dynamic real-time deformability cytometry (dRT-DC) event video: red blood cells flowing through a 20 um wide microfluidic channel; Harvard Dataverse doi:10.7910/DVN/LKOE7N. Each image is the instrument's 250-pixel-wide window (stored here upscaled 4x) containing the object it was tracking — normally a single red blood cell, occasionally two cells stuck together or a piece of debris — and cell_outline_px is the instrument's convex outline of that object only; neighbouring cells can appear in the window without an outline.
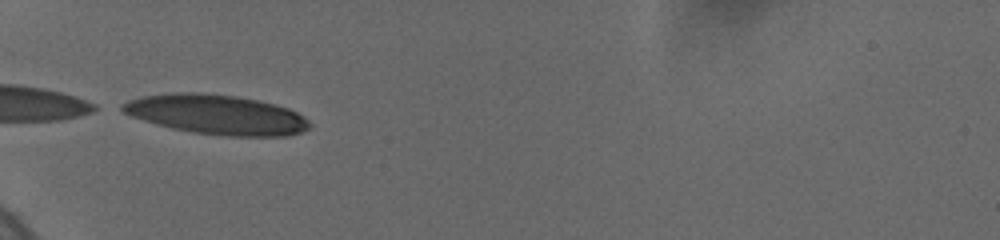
{"species": "human", "species_latin": "Homo sapiens", "temperature_condition": "cold", "stored_images_in_passage": 3, "camera_frame_rate_fps": 3000, "um_per_image_px": 0.085, "donor": {"sex": "female"}, "frame": {"image": 1, "passage_image": 1, "time_ms": 0.0, "image_size_px": [1000, 240], "cell_outline_px": [[312, 124], [304, 132], [288, 136], [228, 136], [192, 132], [172, 128], [156, 124], [132, 116], [116, 108], [120, 104], [128, 100], [144, 96], [168, 92], [196, 92], [236, 96], [256, 100], [288, 108], [304, 116]], "centroid_in_image_um": [18.39, 9.74], "position_along_channel_um": 66.6, "area_um2": 43.35}}